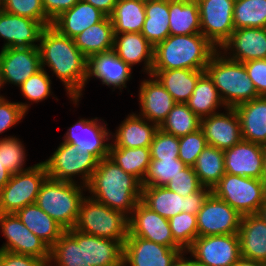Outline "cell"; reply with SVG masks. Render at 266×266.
I'll use <instances>...</instances> for the list:
<instances>
[{
  "label": "cell",
  "mask_w": 266,
  "mask_h": 266,
  "mask_svg": "<svg viewBox=\"0 0 266 266\" xmlns=\"http://www.w3.org/2000/svg\"><path fill=\"white\" fill-rule=\"evenodd\" d=\"M235 30L266 27V0H235L233 10Z\"/></svg>",
  "instance_id": "b9f144b4"
},
{
  "label": "cell",
  "mask_w": 266,
  "mask_h": 266,
  "mask_svg": "<svg viewBox=\"0 0 266 266\" xmlns=\"http://www.w3.org/2000/svg\"><path fill=\"white\" fill-rule=\"evenodd\" d=\"M211 192L210 188L202 187L199 191L185 196L184 212L197 215Z\"/></svg>",
  "instance_id": "9f6ffc18"
},
{
  "label": "cell",
  "mask_w": 266,
  "mask_h": 266,
  "mask_svg": "<svg viewBox=\"0 0 266 266\" xmlns=\"http://www.w3.org/2000/svg\"><path fill=\"white\" fill-rule=\"evenodd\" d=\"M47 178L43 162L26 171L12 174L8 183L0 189V213H16L25 206L36 203L40 188Z\"/></svg>",
  "instance_id": "ba28073f"
},
{
  "label": "cell",
  "mask_w": 266,
  "mask_h": 266,
  "mask_svg": "<svg viewBox=\"0 0 266 266\" xmlns=\"http://www.w3.org/2000/svg\"><path fill=\"white\" fill-rule=\"evenodd\" d=\"M193 168L201 185L213 190L225 175L224 151L208 145L197 157Z\"/></svg>",
  "instance_id": "ab89813d"
},
{
  "label": "cell",
  "mask_w": 266,
  "mask_h": 266,
  "mask_svg": "<svg viewBox=\"0 0 266 266\" xmlns=\"http://www.w3.org/2000/svg\"><path fill=\"white\" fill-rule=\"evenodd\" d=\"M264 145L241 140L224 150L225 173L262 180Z\"/></svg>",
  "instance_id": "44dd1931"
},
{
  "label": "cell",
  "mask_w": 266,
  "mask_h": 266,
  "mask_svg": "<svg viewBox=\"0 0 266 266\" xmlns=\"http://www.w3.org/2000/svg\"><path fill=\"white\" fill-rule=\"evenodd\" d=\"M73 39L87 59L90 56L110 51L114 48L113 24L106 16L101 22L88 27Z\"/></svg>",
  "instance_id": "d6a6232c"
},
{
  "label": "cell",
  "mask_w": 266,
  "mask_h": 266,
  "mask_svg": "<svg viewBox=\"0 0 266 266\" xmlns=\"http://www.w3.org/2000/svg\"><path fill=\"white\" fill-rule=\"evenodd\" d=\"M264 203L266 204V184L264 186Z\"/></svg>",
  "instance_id": "03108f58"
},
{
  "label": "cell",
  "mask_w": 266,
  "mask_h": 266,
  "mask_svg": "<svg viewBox=\"0 0 266 266\" xmlns=\"http://www.w3.org/2000/svg\"><path fill=\"white\" fill-rule=\"evenodd\" d=\"M51 82L45 68H42L20 86V91L26 99L37 103L51 95Z\"/></svg>",
  "instance_id": "c3c4849f"
},
{
  "label": "cell",
  "mask_w": 266,
  "mask_h": 266,
  "mask_svg": "<svg viewBox=\"0 0 266 266\" xmlns=\"http://www.w3.org/2000/svg\"><path fill=\"white\" fill-rule=\"evenodd\" d=\"M2 82L20 87L42 69L38 47L5 48L0 51Z\"/></svg>",
  "instance_id": "e0dca14e"
},
{
  "label": "cell",
  "mask_w": 266,
  "mask_h": 266,
  "mask_svg": "<svg viewBox=\"0 0 266 266\" xmlns=\"http://www.w3.org/2000/svg\"><path fill=\"white\" fill-rule=\"evenodd\" d=\"M151 160L178 159L179 137L158 129L149 147Z\"/></svg>",
  "instance_id": "681fc988"
},
{
  "label": "cell",
  "mask_w": 266,
  "mask_h": 266,
  "mask_svg": "<svg viewBox=\"0 0 266 266\" xmlns=\"http://www.w3.org/2000/svg\"><path fill=\"white\" fill-rule=\"evenodd\" d=\"M259 96H266V59L249 60L243 63Z\"/></svg>",
  "instance_id": "f5cc1de1"
},
{
  "label": "cell",
  "mask_w": 266,
  "mask_h": 266,
  "mask_svg": "<svg viewBox=\"0 0 266 266\" xmlns=\"http://www.w3.org/2000/svg\"><path fill=\"white\" fill-rule=\"evenodd\" d=\"M121 123L114 136L111 134L115 139L114 143H111L114 147L149 148L155 132L159 129L156 124L134 113L128 115Z\"/></svg>",
  "instance_id": "83f0119b"
},
{
  "label": "cell",
  "mask_w": 266,
  "mask_h": 266,
  "mask_svg": "<svg viewBox=\"0 0 266 266\" xmlns=\"http://www.w3.org/2000/svg\"><path fill=\"white\" fill-rule=\"evenodd\" d=\"M233 266H265V264L241 257Z\"/></svg>",
  "instance_id": "94428289"
},
{
  "label": "cell",
  "mask_w": 266,
  "mask_h": 266,
  "mask_svg": "<svg viewBox=\"0 0 266 266\" xmlns=\"http://www.w3.org/2000/svg\"><path fill=\"white\" fill-rule=\"evenodd\" d=\"M225 56L236 62L266 59V28H240L220 47ZM228 51H231L228 53ZM232 53V54H231ZM228 54V56H227Z\"/></svg>",
  "instance_id": "ffe728a7"
},
{
  "label": "cell",
  "mask_w": 266,
  "mask_h": 266,
  "mask_svg": "<svg viewBox=\"0 0 266 266\" xmlns=\"http://www.w3.org/2000/svg\"><path fill=\"white\" fill-rule=\"evenodd\" d=\"M226 111L202 118L200 127L208 145L223 151L242 140L241 123L235 108L226 107Z\"/></svg>",
  "instance_id": "ac0fdd59"
},
{
  "label": "cell",
  "mask_w": 266,
  "mask_h": 266,
  "mask_svg": "<svg viewBox=\"0 0 266 266\" xmlns=\"http://www.w3.org/2000/svg\"><path fill=\"white\" fill-rule=\"evenodd\" d=\"M204 72L191 69L151 70V75L158 79L176 103L186 104Z\"/></svg>",
  "instance_id": "f546056e"
},
{
  "label": "cell",
  "mask_w": 266,
  "mask_h": 266,
  "mask_svg": "<svg viewBox=\"0 0 266 266\" xmlns=\"http://www.w3.org/2000/svg\"><path fill=\"white\" fill-rule=\"evenodd\" d=\"M41 67L45 65L63 82L76 105L86 84L87 58L74 39L60 34L51 25L43 29L38 44Z\"/></svg>",
  "instance_id": "6da1fadb"
},
{
  "label": "cell",
  "mask_w": 266,
  "mask_h": 266,
  "mask_svg": "<svg viewBox=\"0 0 266 266\" xmlns=\"http://www.w3.org/2000/svg\"><path fill=\"white\" fill-rule=\"evenodd\" d=\"M73 229L124 244L128 235V217L86 196L81 202Z\"/></svg>",
  "instance_id": "8992f818"
},
{
  "label": "cell",
  "mask_w": 266,
  "mask_h": 266,
  "mask_svg": "<svg viewBox=\"0 0 266 266\" xmlns=\"http://www.w3.org/2000/svg\"><path fill=\"white\" fill-rule=\"evenodd\" d=\"M99 124L98 118L80 119L64 135L65 143L74 145L80 151L91 153L98 160L109 157V146L112 133L106 129L107 124Z\"/></svg>",
  "instance_id": "9a60e30c"
},
{
  "label": "cell",
  "mask_w": 266,
  "mask_h": 266,
  "mask_svg": "<svg viewBox=\"0 0 266 266\" xmlns=\"http://www.w3.org/2000/svg\"><path fill=\"white\" fill-rule=\"evenodd\" d=\"M30 104L9 102L5 97L0 98V134L21 122Z\"/></svg>",
  "instance_id": "f907efd6"
},
{
  "label": "cell",
  "mask_w": 266,
  "mask_h": 266,
  "mask_svg": "<svg viewBox=\"0 0 266 266\" xmlns=\"http://www.w3.org/2000/svg\"><path fill=\"white\" fill-rule=\"evenodd\" d=\"M199 266H233L240 258L238 234L198 236L186 250Z\"/></svg>",
  "instance_id": "30bf717a"
},
{
  "label": "cell",
  "mask_w": 266,
  "mask_h": 266,
  "mask_svg": "<svg viewBox=\"0 0 266 266\" xmlns=\"http://www.w3.org/2000/svg\"><path fill=\"white\" fill-rule=\"evenodd\" d=\"M201 127V119L193 113L187 104L176 103L159 129L170 135L182 137Z\"/></svg>",
  "instance_id": "60d3db41"
},
{
  "label": "cell",
  "mask_w": 266,
  "mask_h": 266,
  "mask_svg": "<svg viewBox=\"0 0 266 266\" xmlns=\"http://www.w3.org/2000/svg\"><path fill=\"white\" fill-rule=\"evenodd\" d=\"M198 236L238 234L242 215L213 192L197 213Z\"/></svg>",
  "instance_id": "4fadbf2b"
},
{
  "label": "cell",
  "mask_w": 266,
  "mask_h": 266,
  "mask_svg": "<svg viewBox=\"0 0 266 266\" xmlns=\"http://www.w3.org/2000/svg\"><path fill=\"white\" fill-rule=\"evenodd\" d=\"M208 146L202 129L179 137V159L186 165L193 167L197 157Z\"/></svg>",
  "instance_id": "7dc6e473"
},
{
  "label": "cell",
  "mask_w": 266,
  "mask_h": 266,
  "mask_svg": "<svg viewBox=\"0 0 266 266\" xmlns=\"http://www.w3.org/2000/svg\"><path fill=\"white\" fill-rule=\"evenodd\" d=\"M174 241L186 251L198 237L197 216L181 212L169 219Z\"/></svg>",
  "instance_id": "ee69618b"
},
{
  "label": "cell",
  "mask_w": 266,
  "mask_h": 266,
  "mask_svg": "<svg viewBox=\"0 0 266 266\" xmlns=\"http://www.w3.org/2000/svg\"><path fill=\"white\" fill-rule=\"evenodd\" d=\"M2 86H3V82H2L1 67H0V88H3ZM0 97L2 98L4 96L0 95Z\"/></svg>",
  "instance_id": "e7e4bbea"
},
{
  "label": "cell",
  "mask_w": 266,
  "mask_h": 266,
  "mask_svg": "<svg viewBox=\"0 0 266 266\" xmlns=\"http://www.w3.org/2000/svg\"><path fill=\"white\" fill-rule=\"evenodd\" d=\"M170 35L201 33L199 6L196 0H169Z\"/></svg>",
  "instance_id": "836d02e7"
},
{
  "label": "cell",
  "mask_w": 266,
  "mask_h": 266,
  "mask_svg": "<svg viewBox=\"0 0 266 266\" xmlns=\"http://www.w3.org/2000/svg\"><path fill=\"white\" fill-rule=\"evenodd\" d=\"M196 1L199 6L201 34L220 49L235 30L233 21L235 0Z\"/></svg>",
  "instance_id": "7c38bea8"
},
{
  "label": "cell",
  "mask_w": 266,
  "mask_h": 266,
  "mask_svg": "<svg viewBox=\"0 0 266 266\" xmlns=\"http://www.w3.org/2000/svg\"><path fill=\"white\" fill-rule=\"evenodd\" d=\"M241 123L242 140L266 145V96L235 107Z\"/></svg>",
  "instance_id": "484cf974"
},
{
  "label": "cell",
  "mask_w": 266,
  "mask_h": 266,
  "mask_svg": "<svg viewBox=\"0 0 266 266\" xmlns=\"http://www.w3.org/2000/svg\"><path fill=\"white\" fill-rule=\"evenodd\" d=\"M186 104L200 119L217 113L215 110L221 106L226 109L217 88L206 72L199 77Z\"/></svg>",
  "instance_id": "8d00e7d4"
},
{
  "label": "cell",
  "mask_w": 266,
  "mask_h": 266,
  "mask_svg": "<svg viewBox=\"0 0 266 266\" xmlns=\"http://www.w3.org/2000/svg\"><path fill=\"white\" fill-rule=\"evenodd\" d=\"M98 161L91 153L80 151L74 145L62 142L53 155L43 163L48 178L75 182L74 176L79 175L81 183L86 187L97 168Z\"/></svg>",
  "instance_id": "9c48e42d"
},
{
  "label": "cell",
  "mask_w": 266,
  "mask_h": 266,
  "mask_svg": "<svg viewBox=\"0 0 266 266\" xmlns=\"http://www.w3.org/2000/svg\"><path fill=\"white\" fill-rule=\"evenodd\" d=\"M187 166L178 159L151 160L142 187H166Z\"/></svg>",
  "instance_id": "7bdbcfd3"
},
{
  "label": "cell",
  "mask_w": 266,
  "mask_h": 266,
  "mask_svg": "<svg viewBox=\"0 0 266 266\" xmlns=\"http://www.w3.org/2000/svg\"><path fill=\"white\" fill-rule=\"evenodd\" d=\"M262 180L266 184V145H264V150H263Z\"/></svg>",
  "instance_id": "6125c7cd"
},
{
  "label": "cell",
  "mask_w": 266,
  "mask_h": 266,
  "mask_svg": "<svg viewBox=\"0 0 266 266\" xmlns=\"http://www.w3.org/2000/svg\"><path fill=\"white\" fill-rule=\"evenodd\" d=\"M256 214L259 215L266 222V204L265 203H263L259 207V210Z\"/></svg>",
  "instance_id": "be15d7a7"
},
{
  "label": "cell",
  "mask_w": 266,
  "mask_h": 266,
  "mask_svg": "<svg viewBox=\"0 0 266 266\" xmlns=\"http://www.w3.org/2000/svg\"><path fill=\"white\" fill-rule=\"evenodd\" d=\"M0 227L7 240L0 250L34 256L48 264L50 247L32 233L15 213H0Z\"/></svg>",
  "instance_id": "8fae6325"
},
{
  "label": "cell",
  "mask_w": 266,
  "mask_h": 266,
  "mask_svg": "<svg viewBox=\"0 0 266 266\" xmlns=\"http://www.w3.org/2000/svg\"><path fill=\"white\" fill-rule=\"evenodd\" d=\"M22 223L50 248L66 231L36 203L25 206L15 213Z\"/></svg>",
  "instance_id": "4dcf8cb0"
},
{
  "label": "cell",
  "mask_w": 266,
  "mask_h": 266,
  "mask_svg": "<svg viewBox=\"0 0 266 266\" xmlns=\"http://www.w3.org/2000/svg\"><path fill=\"white\" fill-rule=\"evenodd\" d=\"M85 266L84 233L75 229L66 230L50 248L47 266Z\"/></svg>",
  "instance_id": "1f68e13d"
},
{
  "label": "cell",
  "mask_w": 266,
  "mask_h": 266,
  "mask_svg": "<svg viewBox=\"0 0 266 266\" xmlns=\"http://www.w3.org/2000/svg\"><path fill=\"white\" fill-rule=\"evenodd\" d=\"M149 77L152 79H145L141 82L139 116L159 127L176 102L154 75L150 74Z\"/></svg>",
  "instance_id": "7402d4cb"
},
{
  "label": "cell",
  "mask_w": 266,
  "mask_h": 266,
  "mask_svg": "<svg viewBox=\"0 0 266 266\" xmlns=\"http://www.w3.org/2000/svg\"><path fill=\"white\" fill-rule=\"evenodd\" d=\"M238 237L241 257L266 264V222L259 215L242 216Z\"/></svg>",
  "instance_id": "cb8c5ba5"
},
{
  "label": "cell",
  "mask_w": 266,
  "mask_h": 266,
  "mask_svg": "<svg viewBox=\"0 0 266 266\" xmlns=\"http://www.w3.org/2000/svg\"><path fill=\"white\" fill-rule=\"evenodd\" d=\"M169 190L185 197L189 194L199 191L201 185L194 168L187 166L179 174H177L166 186Z\"/></svg>",
  "instance_id": "816d5d0a"
},
{
  "label": "cell",
  "mask_w": 266,
  "mask_h": 266,
  "mask_svg": "<svg viewBox=\"0 0 266 266\" xmlns=\"http://www.w3.org/2000/svg\"><path fill=\"white\" fill-rule=\"evenodd\" d=\"M0 160L11 174L26 171L24 168L26 153L25 148L20 139L15 137H5L0 139Z\"/></svg>",
  "instance_id": "f6af8a7d"
},
{
  "label": "cell",
  "mask_w": 266,
  "mask_h": 266,
  "mask_svg": "<svg viewBox=\"0 0 266 266\" xmlns=\"http://www.w3.org/2000/svg\"><path fill=\"white\" fill-rule=\"evenodd\" d=\"M132 68L120 59L112 49L102 52L87 59L86 82L95 76L102 84L113 88H126L127 81L131 78Z\"/></svg>",
  "instance_id": "603a6c76"
},
{
  "label": "cell",
  "mask_w": 266,
  "mask_h": 266,
  "mask_svg": "<svg viewBox=\"0 0 266 266\" xmlns=\"http://www.w3.org/2000/svg\"><path fill=\"white\" fill-rule=\"evenodd\" d=\"M0 266H47V264L34 256L0 250Z\"/></svg>",
  "instance_id": "db71d44e"
},
{
  "label": "cell",
  "mask_w": 266,
  "mask_h": 266,
  "mask_svg": "<svg viewBox=\"0 0 266 266\" xmlns=\"http://www.w3.org/2000/svg\"><path fill=\"white\" fill-rule=\"evenodd\" d=\"M264 186L263 180L225 173L212 192L243 216L258 212L264 203Z\"/></svg>",
  "instance_id": "52a82bcc"
},
{
  "label": "cell",
  "mask_w": 266,
  "mask_h": 266,
  "mask_svg": "<svg viewBox=\"0 0 266 266\" xmlns=\"http://www.w3.org/2000/svg\"><path fill=\"white\" fill-rule=\"evenodd\" d=\"M186 251L180 252L176 258L173 260L170 266H199L194 259H187L183 257Z\"/></svg>",
  "instance_id": "680465c9"
},
{
  "label": "cell",
  "mask_w": 266,
  "mask_h": 266,
  "mask_svg": "<svg viewBox=\"0 0 266 266\" xmlns=\"http://www.w3.org/2000/svg\"><path fill=\"white\" fill-rule=\"evenodd\" d=\"M106 15L91 4L79 0L69 10L52 21L51 26L60 34L74 38L88 27L101 22Z\"/></svg>",
  "instance_id": "d4e9b609"
},
{
  "label": "cell",
  "mask_w": 266,
  "mask_h": 266,
  "mask_svg": "<svg viewBox=\"0 0 266 266\" xmlns=\"http://www.w3.org/2000/svg\"><path fill=\"white\" fill-rule=\"evenodd\" d=\"M218 50L201 33L169 35L154 47L151 70H205Z\"/></svg>",
  "instance_id": "3957f363"
},
{
  "label": "cell",
  "mask_w": 266,
  "mask_h": 266,
  "mask_svg": "<svg viewBox=\"0 0 266 266\" xmlns=\"http://www.w3.org/2000/svg\"><path fill=\"white\" fill-rule=\"evenodd\" d=\"M145 17V1L143 0H118L109 16L114 34L141 33Z\"/></svg>",
  "instance_id": "d590c367"
},
{
  "label": "cell",
  "mask_w": 266,
  "mask_h": 266,
  "mask_svg": "<svg viewBox=\"0 0 266 266\" xmlns=\"http://www.w3.org/2000/svg\"><path fill=\"white\" fill-rule=\"evenodd\" d=\"M79 0H42L44 12L47 18L52 22L61 13L69 10Z\"/></svg>",
  "instance_id": "11a10c76"
},
{
  "label": "cell",
  "mask_w": 266,
  "mask_h": 266,
  "mask_svg": "<svg viewBox=\"0 0 266 266\" xmlns=\"http://www.w3.org/2000/svg\"><path fill=\"white\" fill-rule=\"evenodd\" d=\"M12 174L3 167L2 161L0 160V189H2L10 180Z\"/></svg>",
  "instance_id": "91938a15"
},
{
  "label": "cell",
  "mask_w": 266,
  "mask_h": 266,
  "mask_svg": "<svg viewBox=\"0 0 266 266\" xmlns=\"http://www.w3.org/2000/svg\"><path fill=\"white\" fill-rule=\"evenodd\" d=\"M85 266H123V244L84 233Z\"/></svg>",
  "instance_id": "f1b7e54d"
},
{
  "label": "cell",
  "mask_w": 266,
  "mask_h": 266,
  "mask_svg": "<svg viewBox=\"0 0 266 266\" xmlns=\"http://www.w3.org/2000/svg\"><path fill=\"white\" fill-rule=\"evenodd\" d=\"M86 189L92 194L90 197L112 210L122 212L128 218L141 201V182L124 172L109 157L98 161Z\"/></svg>",
  "instance_id": "7a4b0ae2"
},
{
  "label": "cell",
  "mask_w": 266,
  "mask_h": 266,
  "mask_svg": "<svg viewBox=\"0 0 266 266\" xmlns=\"http://www.w3.org/2000/svg\"><path fill=\"white\" fill-rule=\"evenodd\" d=\"M128 232L132 236L153 241L170 248H181L173 239L169 220L150 210L139 201L128 218Z\"/></svg>",
  "instance_id": "2e32d148"
},
{
  "label": "cell",
  "mask_w": 266,
  "mask_h": 266,
  "mask_svg": "<svg viewBox=\"0 0 266 266\" xmlns=\"http://www.w3.org/2000/svg\"><path fill=\"white\" fill-rule=\"evenodd\" d=\"M109 158L141 183L151 161L150 149L147 147L123 148L114 147L112 144L109 146Z\"/></svg>",
  "instance_id": "f35d334b"
},
{
  "label": "cell",
  "mask_w": 266,
  "mask_h": 266,
  "mask_svg": "<svg viewBox=\"0 0 266 266\" xmlns=\"http://www.w3.org/2000/svg\"><path fill=\"white\" fill-rule=\"evenodd\" d=\"M86 187L81 183L47 178L37 195L36 204L65 230L72 229L78 218L79 208Z\"/></svg>",
  "instance_id": "5b68a950"
},
{
  "label": "cell",
  "mask_w": 266,
  "mask_h": 266,
  "mask_svg": "<svg viewBox=\"0 0 266 266\" xmlns=\"http://www.w3.org/2000/svg\"><path fill=\"white\" fill-rule=\"evenodd\" d=\"M145 16L141 34L155 47L170 35L169 0L145 1Z\"/></svg>",
  "instance_id": "e575fe53"
},
{
  "label": "cell",
  "mask_w": 266,
  "mask_h": 266,
  "mask_svg": "<svg viewBox=\"0 0 266 266\" xmlns=\"http://www.w3.org/2000/svg\"><path fill=\"white\" fill-rule=\"evenodd\" d=\"M221 54L222 51L218 50L212 56L205 72L212 79L225 106L235 108L260 97L244 64Z\"/></svg>",
  "instance_id": "277c9868"
},
{
  "label": "cell",
  "mask_w": 266,
  "mask_h": 266,
  "mask_svg": "<svg viewBox=\"0 0 266 266\" xmlns=\"http://www.w3.org/2000/svg\"><path fill=\"white\" fill-rule=\"evenodd\" d=\"M182 248H170L129 232L123 244V266H170Z\"/></svg>",
  "instance_id": "5bb4252c"
},
{
  "label": "cell",
  "mask_w": 266,
  "mask_h": 266,
  "mask_svg": "<svg viewBox=\"0 0 266 266\" xmlns=\"http://www.w3.org/2000/svg\"><path fill=\"white\" fill-rule=\"evenodd\" d=\"M104 13L107 17L111 15L118 0H82Z\"/></svg>",
  "instance_id": "6f0895ef"
},
{
  "label": "cell",
  "mask_w": 266,
  "mask_h": 266,
  "mask_svg": "<svg viewBox=\"0 0 266 266\" xmlns=\"http://www.w3.org/2000/svg\"><path fill=\"white\" fill-rule=\"evenodd\" d=\"M113 50L131 68L133 65L144 61V72L148 76L151 74L154 47L141 33L114 34Z\"/></svg>",
  "instance_id": "4316f807"
},
{
  "label": "cell",
  "mask_w": 266,
  "mask_h": 266,
  "mask_svg": "<svg viewBox=\"0 0 266 266\" xmlns=\"http://www.w3.org/2000/svg\"><path fill=\"white\" fill-rule=\"evenodd\" d=\"M2 10L41 22L45 27L52 22L47 18L42 0H1Z\"/></svg>",
  "instance_id": "bcb514c9"
},
{
  "label": "cell",
  "mask_w": 266,
  "mask_h": 266,
  "mask_svg": "<svg viewBox=\"0 0 266 266\" xmlns=\"http://www.w3.org/2000/svg\"><path fill=\"white\" fill-rule=\"evenodd\" d=\"M141 202L168 220L185 209V197L167 187H142Z\"/></svg>",
  "instance_id": "74e56055"
},
{
  "label": "cell",
  "mask_w": 266,
  "mask_h": 266,
  "mask_svg": "<svg viewBox=\"0 0 266 266\" xmlns=\"http://www.w3.org/2000/svg\"><path fill=\"white\" fill-rule=\"evenodd\" d=\"M45 26L36 20L0 11V37L6 42L5 48L38 47ZM35 42V43H34Z\"/></svg>",
  "instance_id": "d6986e66"
}]
</instances>
